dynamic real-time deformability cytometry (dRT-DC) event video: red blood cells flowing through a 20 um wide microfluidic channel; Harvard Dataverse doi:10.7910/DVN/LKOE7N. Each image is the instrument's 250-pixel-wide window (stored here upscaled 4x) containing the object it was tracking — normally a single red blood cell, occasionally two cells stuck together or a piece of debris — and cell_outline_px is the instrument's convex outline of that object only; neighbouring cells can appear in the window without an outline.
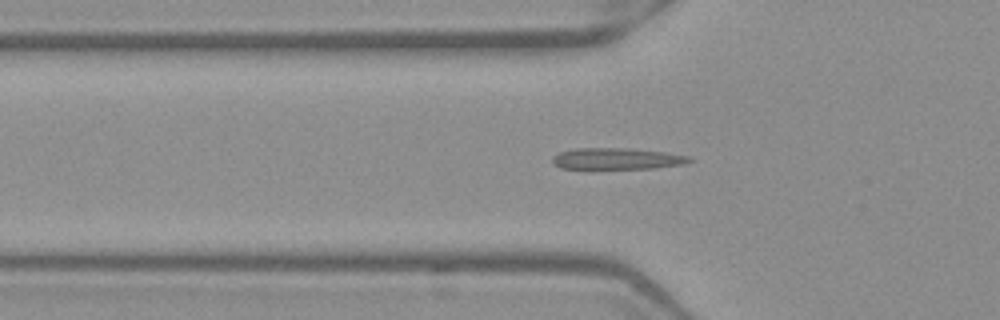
{"species": "Egyptian fruit bat (a non-hibernating species)", "species_latin": "Rousettus aegyptiacus", "temperature_condition": "warm", "stored_images_in_passage": 52, "camera_frame_rate_fps": 3000, "um_per_image_px": 0.085, "frame": {"image": 1, "passage_image": 17, "time_ms": 5.333, "image_size_px": [1000, 320], "cell_outline_px": [[696, 160], [684, 164], [656, 168], [560, 168], [552, 164], [552, 156], [560, 152], [576, 148], [628, 148], [664, 152], [692, 156]], "centroid_in_image_um": [52.48, 13.48], "position_along_channel_um": 73.3, "area_um2": 17.17}}
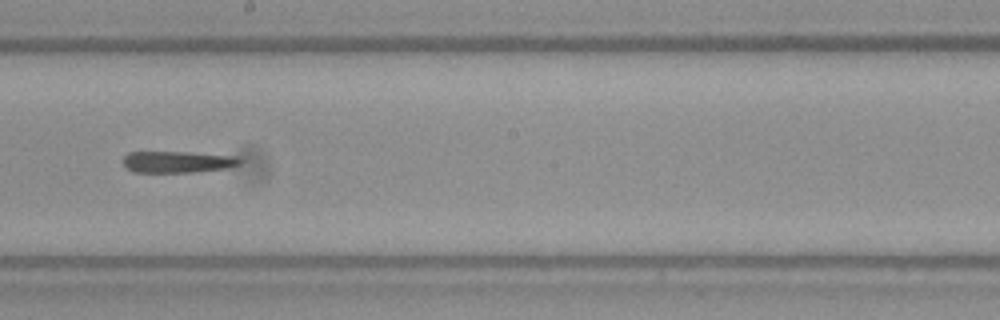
{"frame": {"image": 2, "passage_image": 29, "time_ms": 9.333, "image_size_px": [1000, 320], "cell_outline_px": [[244, 160], [240, 164], [228, 168], [192, 172], [132, 172], [124, 168], [124, 156], [128, 152], [188, 152], [236, 156]], "centroid_in_image_um": [15.1, 13.76], "position_along_channel_um": 233.1, "area_um2": 14.8}}
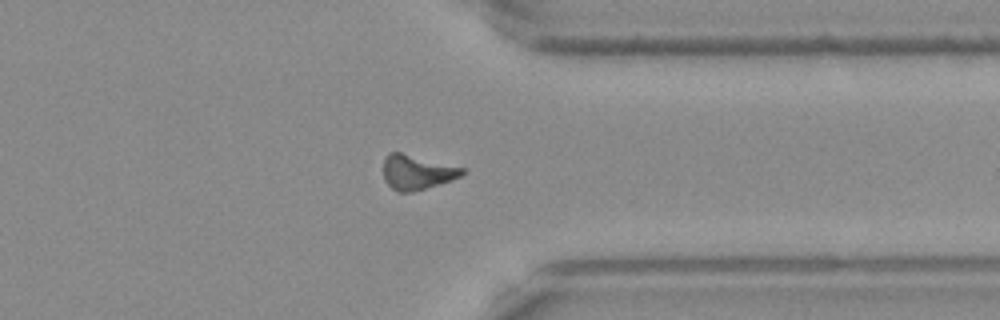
{"frame": {"image": 3, "passage_image": 40, "time_ms": 13.0, "image_size_px": [1000, 320], "cell_outline_px": [[468, 168], [460, 176], [452, 180], [412, 192], [396, 192], [384, 180], [384, 156], [388, 152], [400, 152]], "centroid_in_image_um": [35.45, 14.62], "position_along_channel_um": 376.0, "area_um2": 16.07}}